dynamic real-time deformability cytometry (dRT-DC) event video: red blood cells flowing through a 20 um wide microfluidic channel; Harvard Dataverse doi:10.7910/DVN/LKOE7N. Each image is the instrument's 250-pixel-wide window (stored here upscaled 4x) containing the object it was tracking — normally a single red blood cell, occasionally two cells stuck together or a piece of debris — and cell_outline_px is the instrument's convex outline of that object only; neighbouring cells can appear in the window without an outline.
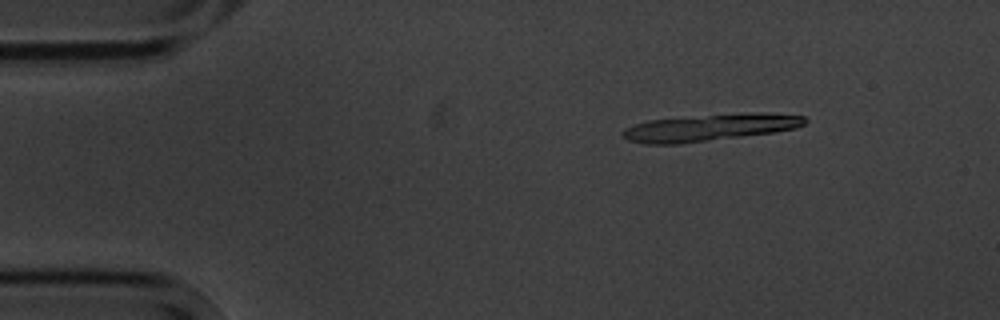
{"species": "common noctule bat (a hibernating species)", "species_latin": "Nyctalus noctula", "temperature_condition": "cold", "stored_images_in_passage": 4, "camera_frame_rate_fps": 3000, "um_per_image_px": 0.085, "animal": {"sex": "male", "body_mass_g": 20.1, "forearm_length_mm": 53.5}, "frame": {"image": 1, "passage_image": 2, "time_ms": 1.0, "image_size_px": [1000, 320], "cell_outline_px": [[808, 120], [804, 124], [796, 128], [776, 132], [680, 144], [644, 144], [628, 140], [620, 132], [624, 128], [648, 120], [752, 112], [764, 112], [804, 116]], "centroid_in_image_um": [60.36, 10.84], "position_along_channel_um": 24.6, "area_um2": 28.55}}